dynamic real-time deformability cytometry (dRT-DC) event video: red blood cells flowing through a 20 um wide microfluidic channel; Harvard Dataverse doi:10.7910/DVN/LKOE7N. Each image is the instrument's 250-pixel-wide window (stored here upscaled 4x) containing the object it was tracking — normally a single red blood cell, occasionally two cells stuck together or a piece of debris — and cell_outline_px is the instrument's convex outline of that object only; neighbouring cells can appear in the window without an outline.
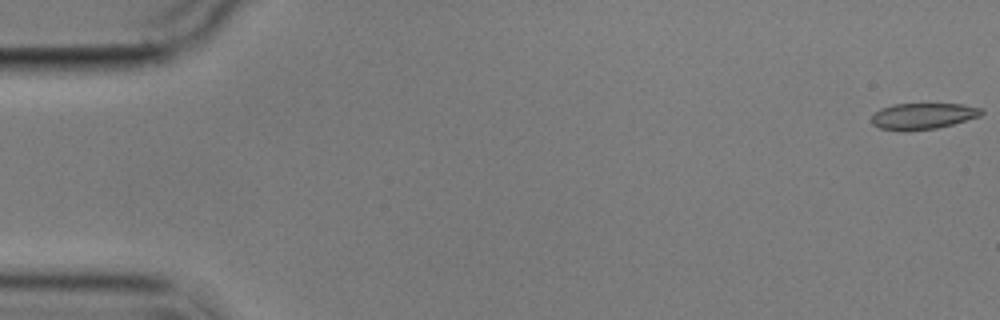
{"species": "common noctule bat (a hibernating species)", "species_latin": "Nyctalus noctula", "temperature_condition": "cold", "stored_images_in_passage": 5, "camera_frame_rate_fps": 3000, "um_per_image_px": 0.085, "animal": {"sex": "male", "body_mass_g": 17.9}, "frame": {"image": 1, "passage_image": 1, "time_ms": 0.0, "image_size_px": [1000, 320], "cell_outline_px": [[984, 112], [980, 116], [952, 124], [936, 128], [908, 132], [904, 132], [880, 128], [872, 124], [872, 116], [880, 108], [892, 104], [960, 104], [984, 108]], "centroid_in_image_um": [78.44, 9.87], "position_along_channel_um": 6.6, "area_um2": 16.94}}
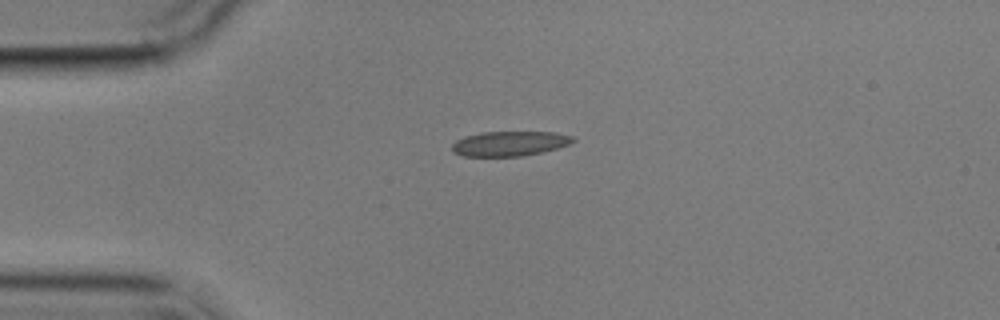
{"frame": {"image": 2, "passage_image": 4, "time_ms": 4.333, "image_size_px": [1000, 320], "cell_outline_px": [[576, 140], [568, 144], [556, 148], [524, 156], [464, 156], [452, 152], [452, 144], [456, 140], [464, 136], [484, 132], [556, 132], [572, 136]], "centroid_in_image_um": [43.29, 12.2], "position_along_channel_um": 41.7, "area_um2": 17.4}}